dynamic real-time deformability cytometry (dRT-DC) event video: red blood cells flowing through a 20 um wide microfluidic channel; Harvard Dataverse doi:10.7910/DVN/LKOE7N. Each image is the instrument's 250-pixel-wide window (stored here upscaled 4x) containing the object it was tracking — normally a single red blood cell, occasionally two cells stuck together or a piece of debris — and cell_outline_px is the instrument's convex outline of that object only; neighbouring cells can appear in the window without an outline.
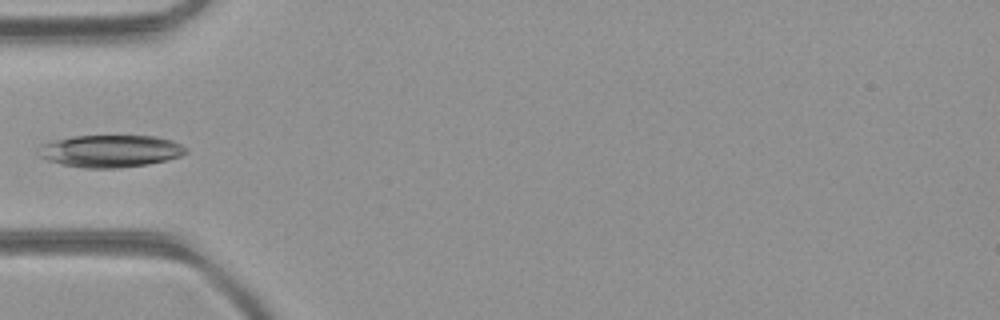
{"species": "common noctule bat (a hibernating species)", "species_latin": "Nyctalus noctula", "temperature_condition": "room temperature", "stored_images_in_passage": 29, "camera_frame_rate_fps": 3000, "um_per_image_px": 0.085, "animal": {"sex": "female", "body_mass_g": 21.9}, "frame": {"image": 1, "passage_image": 1, "time_ms": 0.0, "image_size_px": [1000, 320], "cell_outline_px": [[188, 152], [180, 156], [168, 160], [148, 164], [120, 168], [84, 168], [60, 164], [48, 160], [40, 156], [40, 144], [72, 136], [156, 136], [172, 140], [188, 148]], "centroid_in_image_um": [9.43, 12.84], "position_along_channel_um": 75.6, "area_um2": 27.74}}
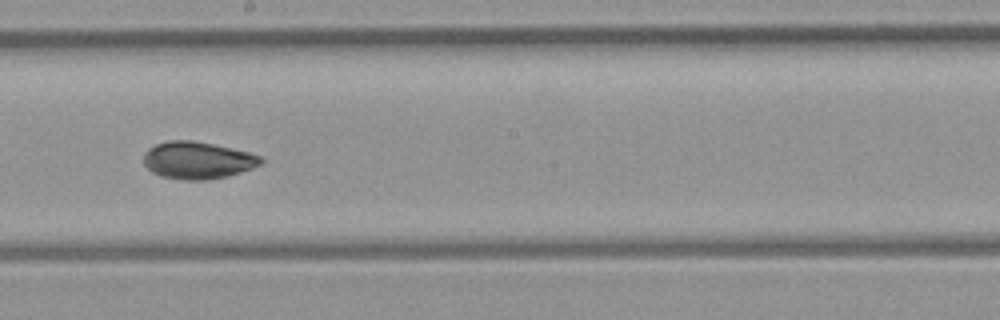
{"frame": {"image": 2, "passage_image": 12, "time_ms": 3.667, "image_size_px": [1000, 320], "cell_outline_px": [[264, 164], [240, 172], [208, 180], [180, 180], [160, 176], [152, 172], [144, 164], [144, 152], [148, 148], [156, 144], [168, 140], [192, 140], [212, 144], [248, 152], [260, 156], [264, 160]], "centroid_in_image_um": [16.78, 13.62], "position_along_channel_um": 231.4, "area_um2": 25.43}}
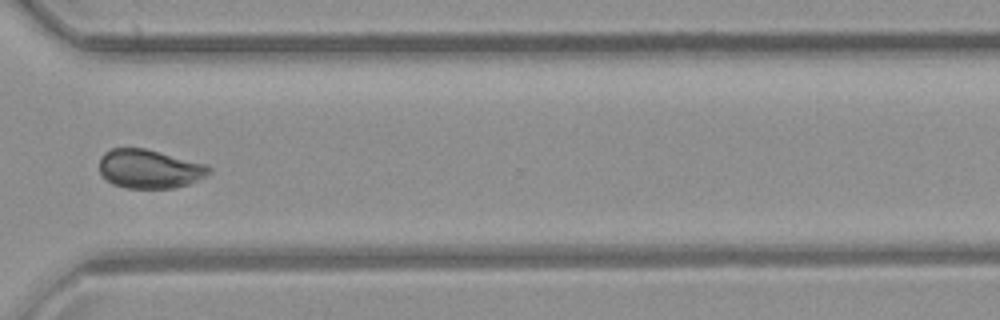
{"frame": {"image": 3, "passage_image": 21, "time_ms": 6.667, "image_size_px": [1000, 320], "cell_outline_px": [[212, 172], [208, 176], [188, 184], [176, 188], [124, 188], [112, 184], [100, 172], [100, 156], [104, 152], [112, 148], [144, 148], [208, 164], [212, 168]], "centroid_in_image_um": [12.74, 14.36], "position_along_channel_um": 357.9, "area_um2": 25.09}}